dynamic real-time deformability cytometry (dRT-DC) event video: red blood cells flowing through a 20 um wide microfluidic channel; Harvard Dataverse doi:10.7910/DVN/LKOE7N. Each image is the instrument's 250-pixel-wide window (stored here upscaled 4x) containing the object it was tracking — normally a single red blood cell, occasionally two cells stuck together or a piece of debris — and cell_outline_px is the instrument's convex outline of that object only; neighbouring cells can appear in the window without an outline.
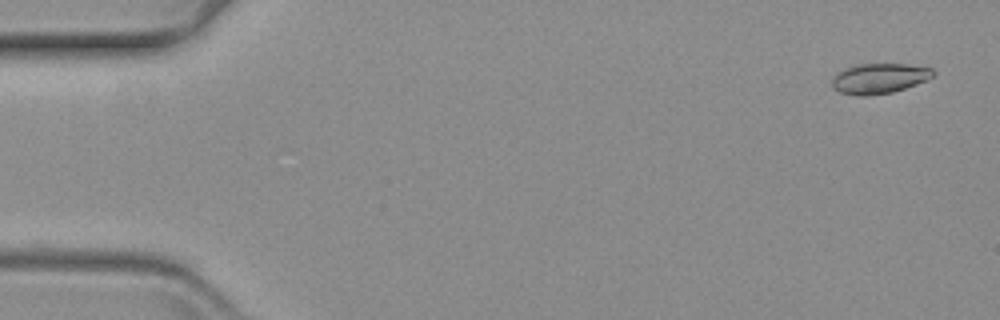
{"species": "common noctule bat (a hibernating species)", "species_latin": "Nyctalus noctula", "temperature_condition": "warm", "stored_images_in_passage": 60, "segment_of_instrument_passage": [1, 2], "camera_frame_rate_fps": 3000, "um_per_image_px": 0.085, "animal": {"sex": "female", "body_mass_g": 19.3, "forearm_length_mm": 54.1}, "frame": {"image": 1, "passage_image": 1, "time_ms": 0.0, "image_size_px": [1000, 320], "cell_outline_px": [[936, 72], [928, 80], [892, 92], [868, 96], [856, 96], [840, 92], [832, 88], [832, 76], [844, 68], [856, 64], [908, 64], [932, 68]], "centroid_in_image_um": [74.71, 6.66], "position_along_channel_um": 10.3, "area_um2": 17.98}}
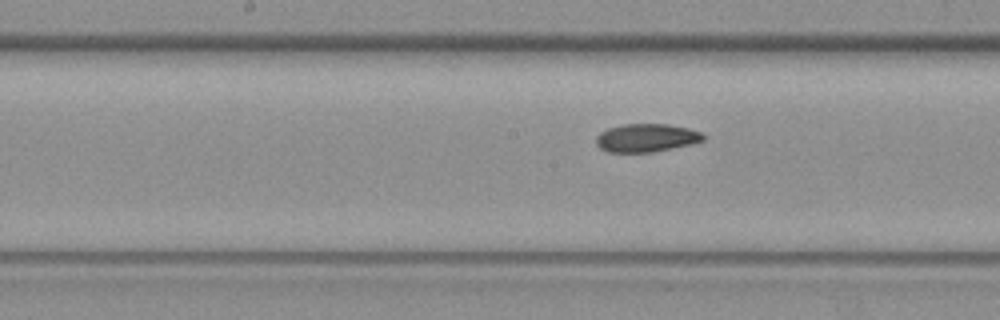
{"frame": {"image": 2, "passage_image": 29, "time_ms": 9.333, "image_size_px": [1000, 320], "cell_outline_px": [[704, 140], [692, 144], [652, 152], [608, 152], [600, 148], [596, 144], [596, 136], [600, 132], [608, 128], [624, 124], [668, 124], [688, 128], [704, 132]], "centroid_in_image_um": [54.95, 11.71], "position_along_channel_um": 193.3, "area_um2": 17.69}}
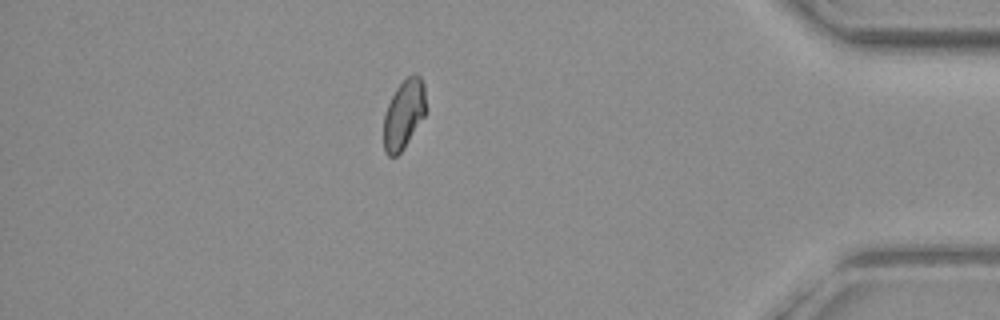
{"frame": {"image": 3, "passage_image": 51, "time_ms": 16.667, "image_size_px": [1000, 320], "cell_outline_px": [[424, 116], [404, 148], [396, 156], [388, 156], [384, 152], [384, 116], [388, 104], [396, 88], [408, 76], [416, 72], [420, 76], [424, 84]], "centroid_in_image_um": [34.31, 9.71], "position_along_channel_um": 400.9, "area_um2": 16.76}}